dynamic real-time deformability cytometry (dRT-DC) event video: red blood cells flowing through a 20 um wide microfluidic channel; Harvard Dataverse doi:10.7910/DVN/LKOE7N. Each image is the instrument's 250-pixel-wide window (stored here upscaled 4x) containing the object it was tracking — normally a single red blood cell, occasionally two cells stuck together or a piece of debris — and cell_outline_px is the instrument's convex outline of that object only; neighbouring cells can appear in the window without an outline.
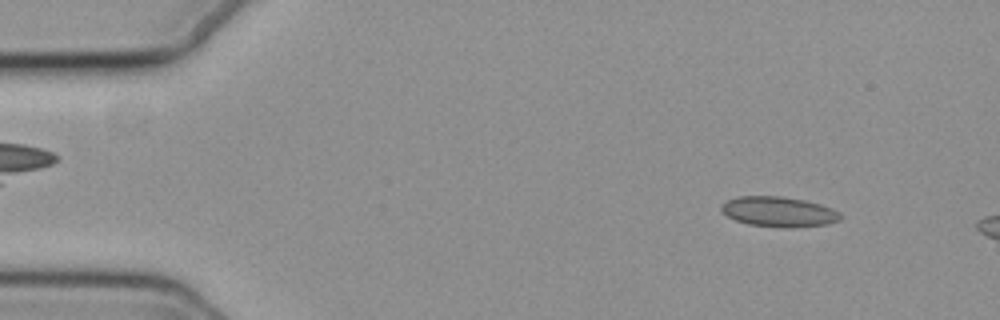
{"species": "common noctule bat (a hibernating species)", "species_latin": "Nyctalus noctula", "temperature_condition": "cold", "stored_images_in_passage": 12, "camera_frame_rate_fps": 3000, "um_per_image_px": 0.085, "animal": {"sex": "female", "body_mass_g": 19.3, "forearm_length_mm": 54.1}, "frame": {"image": 1, "passage_image": 6, "time_ms": 1.667, "image_size_px": [1000, 320], "cell_outline_px": [[840, 220], [828, 224], [784, 228], [748, 224], [736, 220], [728, 216], [720, 208], [720, 204], [736, 196], [784, 196], [804, 200], [820, 204], [832, 208], [840, 212]], "centroid_in_image_um": [66.19, 17.99], "position_along_channel_um": 18.8, "area_um2": 20.92}}